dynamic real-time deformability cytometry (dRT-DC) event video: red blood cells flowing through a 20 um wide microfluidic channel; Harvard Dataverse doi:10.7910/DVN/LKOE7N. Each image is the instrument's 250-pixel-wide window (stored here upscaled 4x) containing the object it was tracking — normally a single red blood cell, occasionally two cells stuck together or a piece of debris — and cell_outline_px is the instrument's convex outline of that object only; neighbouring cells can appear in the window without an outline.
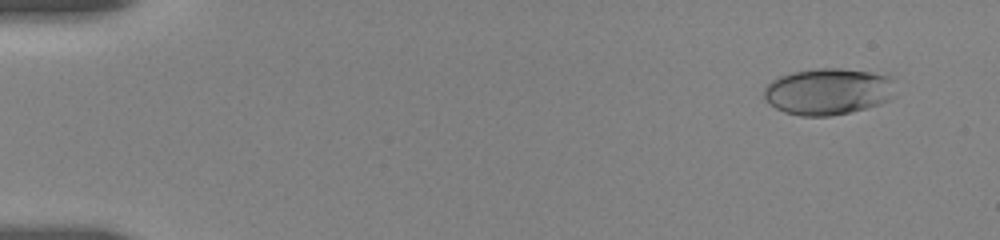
{"species": "human", "species_latin": "Homo sapiens", "temperature_condition": "room temperature", "stored_images_in_passage": 8, "camera_frame_rate_fps": 3000, "um_per_image_px": 0.085, "donor": {"sex": "female"}, "frame": {"image": 1, "passage_image": 2, "time_ms": 1.0, "image_size_px": [1000, 240], "cell_outline_px": [[892, 96], [880, 104], [832, 116], [800, 116], [784, 112], [768, 104], [764, 100], [764, 88], [772, 80], [780, 76], [792, 72], [816, 68], [840, 68], [868, 72], [892, 76]], "centroid_in_image_um": [70.33, 7.78], "position_along_channel_um": 14.7, "area_um2": 35.55}}
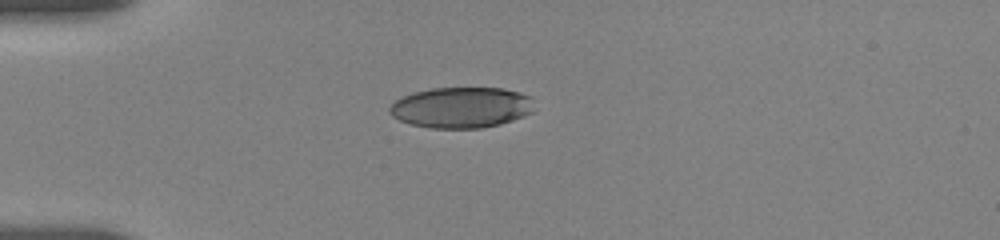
{"frame": {"image": 2, "passage_image": 6, "time_ms": 4.667, "image_size_px": [1000, 240], "cell_outline_px": [[532, 112], [524, 116], [500, 124], [480, 128], [428, 128], [412, 124], [400, 120], [392, 116], [388, 112], [388, 108], [396, 100], [404, 96], [416, 92], [432, 88], [504, 88], [520, 92], [532, 96]], "centroid_in_image_um": [39.22, 9.13], "position_along_channel_um": 45.8, "area_um2": 34.39}}
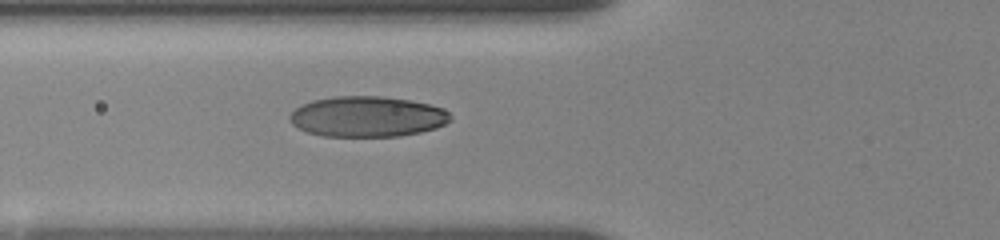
{"frame": {"image": 3, "passage_image": 8, "time_ms": 6.667, "image_size_px": [1000, 240], "cell_outline_px": [[452, 120], [436, 128], [420, 132], [400, 136], [324, 136], [308, 132], [292, 124], [288, 120], [288, 116], [296, 108], [312, 100], [336, 96], [380, 96], [408, 100], [428, 104], [444, 108], [452, 116]], "centroid_in_image_um": [31.23, 9.91], "position_along_channel_um": 94.6, "area_um2": 37.92}}